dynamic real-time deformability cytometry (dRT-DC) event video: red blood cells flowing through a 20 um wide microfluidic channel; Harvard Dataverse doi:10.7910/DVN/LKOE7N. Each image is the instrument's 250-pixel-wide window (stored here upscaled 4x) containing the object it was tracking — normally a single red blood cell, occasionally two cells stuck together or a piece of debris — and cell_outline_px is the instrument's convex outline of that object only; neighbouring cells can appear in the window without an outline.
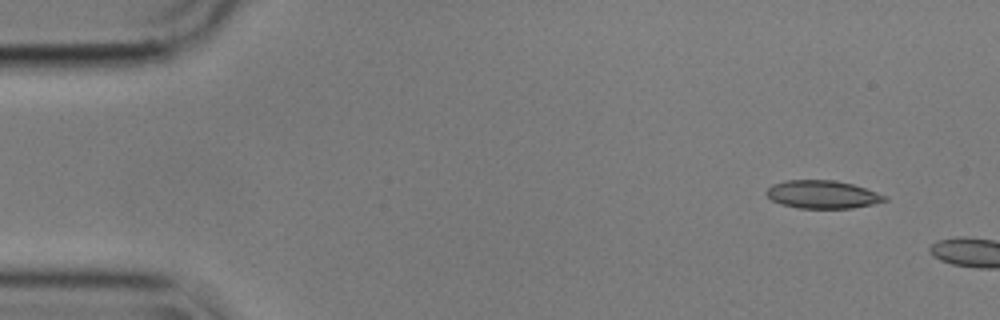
{"species": "common noctule bat (a hibernating species)", "species_latin": "Nyctalus noctula", "temperature_condition": "cold", "stored_images_in_passage": 4, "camera_frame_rate_fps": 3000, "um_per_image_px": 0.085, "animal": {"sex": "male", "body_mass_g": 17.9}, "frame": {"image": 1, "passage_image": 1, "time_ms": 0.0, "image_size_px": [1000, 320], "cell_outline_px": [[888, 200], [872, 204], [852, 208], [800, 208], [780, 204], [772, 200], [764, 192], [772, 184], [784, 180], [836, 180], [852, 184], [888, 196]], "centroid_in_image_um": [69.89, 16.52], "position_along_channel_um": 15.1, "area_um2": 19.31}}